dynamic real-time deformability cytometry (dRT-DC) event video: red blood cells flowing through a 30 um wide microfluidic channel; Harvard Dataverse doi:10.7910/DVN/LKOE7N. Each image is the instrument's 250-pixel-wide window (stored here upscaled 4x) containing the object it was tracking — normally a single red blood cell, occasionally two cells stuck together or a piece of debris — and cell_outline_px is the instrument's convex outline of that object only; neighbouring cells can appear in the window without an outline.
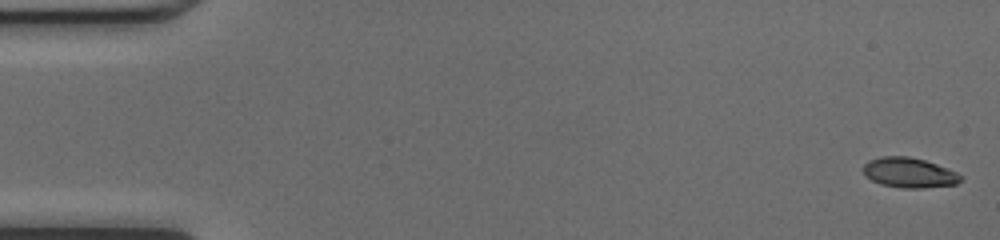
{"species": "common noctule bat (a hibernating species)", "species_latin": "Nyctalus noctula", "temperature_condition": "cold", "stored_images_in_passage": 48, "camera_frame_rate_fps": 3000, "um_per_image_px": 0.085, "animal": {"sex": "female", "body_mass_g": 17.0, "forearm_length_mm": 48.0}, "frame": {"image": 1, "passage_image": 1, "time_ms": 0.0, "image_size_px": [1000, 240], "cell_outline_px": [[964, 176], [956, 184], [924, 188], [900, 188], [880, 184], [864, 176], [864, 164], [868, 160], [880, 156], [908, 156], [924, 160], [936, 164], [956, 172]], "centroid_in_image_um": [77.25, 14.68], "position_along_channel_um": 7.7, "area_um2": 17.11}}
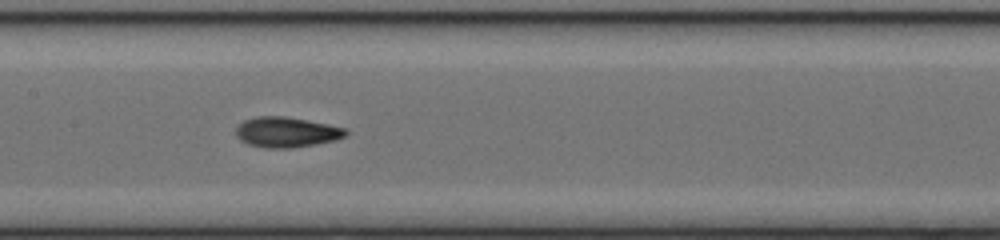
{"frame": {"image": 2, "passage_image": 24, "time_ms": 7.667, "image_size_px": [1000, 240], "cell_outline_px": [[348, 132], [344, 136], [336, 140], [316, 144], [292, 148], [264, 148], [248, 144], [240, 140], [236, 136], [236, 128], [244, 120], [256, 116], [284, 116], [328, 124], [344, 128]], "centroid_in_image_um": [24.32, 11.24], "position_along_channel_um": 183.1, "area_um2": 19.36}}
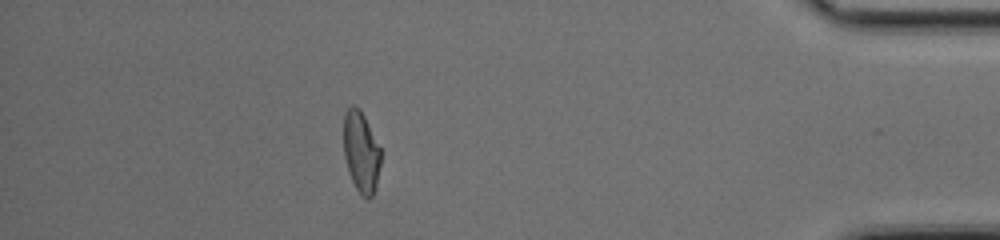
{"frame": {"image": 3, "passage_image": 43, "time_ms": 14.0, "image_size_px": [1000, 240], "cell_outline_px": [[380, 164], [376, 184], [372, 196], [368, 200], [356, 188], [348, 172], [344, 156], [344, 112], [352, 104], [356, 104], [360, 108], [380, 148]], "centroid_in_image_um": [30.67, 12.87], "position_along_channel_um": 404.5, "area_um2": 17.4}, "authors_computed_cell_mechanics": {"area_um2": 18.1492, "velocity_mm_per_s": 4.2702, "shape_relaxation_time_tau1_ms": 3.9215, "shape_relaxation_time_tau2_ms": 1.7123, "deformation_change_tau1": 0.1819, "deformation_change_tau2": 0.0809}}